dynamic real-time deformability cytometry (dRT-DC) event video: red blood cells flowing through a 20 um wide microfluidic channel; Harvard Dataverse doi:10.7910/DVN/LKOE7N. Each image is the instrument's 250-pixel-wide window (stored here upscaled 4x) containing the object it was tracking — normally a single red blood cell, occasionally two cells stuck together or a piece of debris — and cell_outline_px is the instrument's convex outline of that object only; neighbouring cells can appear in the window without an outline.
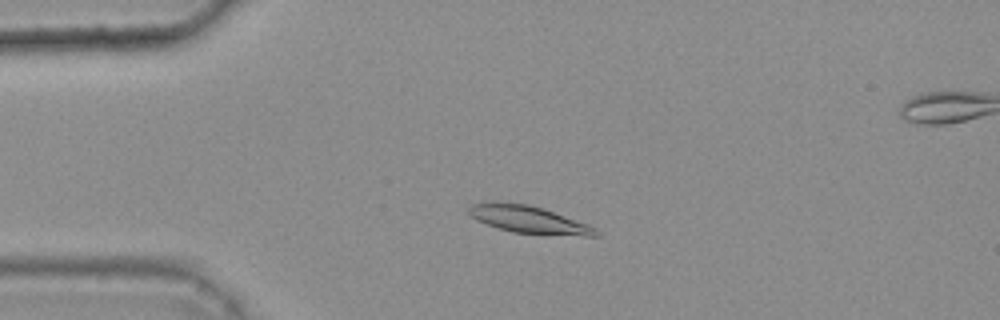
{"species": "common noctule bat (a hibernating species)", "species_latin": "Nyctalus noctula", "temperature_condition": "warm", "stored_images_in_passage": 46, "camera_frame_rate_fps": 3000, "um_per_image_px": 0.085, "animal": {"sex": "female", "body_mass_g": 25.1}, "frame": {"image": 1, "passage_image": 11, "time_ms": 3.333, "image_size_px": [1000, 320], "cell_outline_px": [[600, 236], [584, 236], [512, 232], [476, 220], [468, 212], [468, 208], [472, 204], [528, 204], [544, 208], [588, 224], [596, 228], [600, 232]], "centroid_in_image_um": [45.06, 18.69], "position_along_channel_um": 39.9, "area_um2": 19.59}}
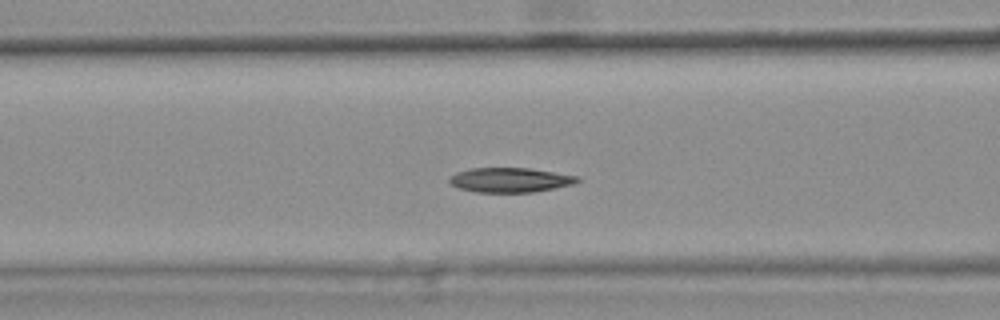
{"frame": {"image": 2, "passage_image": 20, "time_ms": 6.333, "image_size_px": [1000, 320], "cell_outline_px": [[580, 180], [572, 184], [532, 192], [476, 192], [460, 188], [452, 184], [448, 180], [456, 172], [472, 168], [528, 168], [580, 176]], "centroid_in_image_um": [43.36, 15.29], "position_along_channel_um": 123.2, "area_um2": 18.09}}
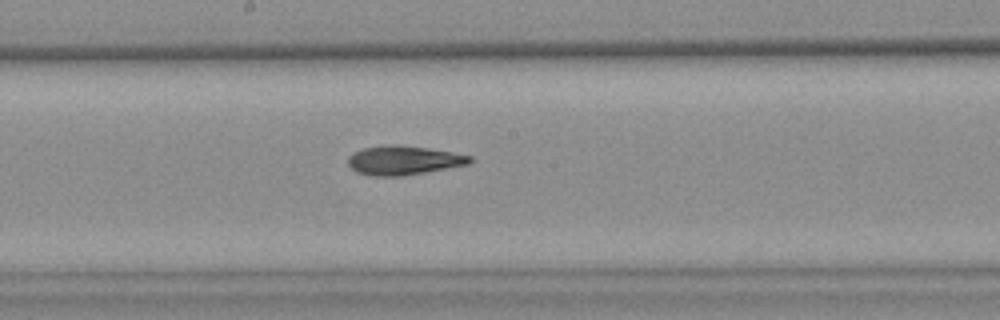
{"frame": {"image": 3, "passage_image": 27, "time_ms": 8.667, "image_size_px": [1000, 320], "cell_outline_px": [[472, 160], [468, 164], [424, 172], [400, 176], [372, 176], [356, 172], [348, 164], [348, 156], [352, 152], [364, 148], [396, 144], [428, 148], [452, 152], [472, 156]], "centroid_in_image_um": [34.27, 13.62], "position_along_channel_um": 213.9, "area_um2": 20.46}, "authors_computed_cell_mechanics": {"area_um2": 20.1722, "velocity_mm_per_s": 3.7053, "shape_relaxation_time_tau1_ms": null, "shape_relaxation_time_tau2_ms": 8.62, "deformation_change_tau1": null, "deformation_change_tau2": 0.1636}}